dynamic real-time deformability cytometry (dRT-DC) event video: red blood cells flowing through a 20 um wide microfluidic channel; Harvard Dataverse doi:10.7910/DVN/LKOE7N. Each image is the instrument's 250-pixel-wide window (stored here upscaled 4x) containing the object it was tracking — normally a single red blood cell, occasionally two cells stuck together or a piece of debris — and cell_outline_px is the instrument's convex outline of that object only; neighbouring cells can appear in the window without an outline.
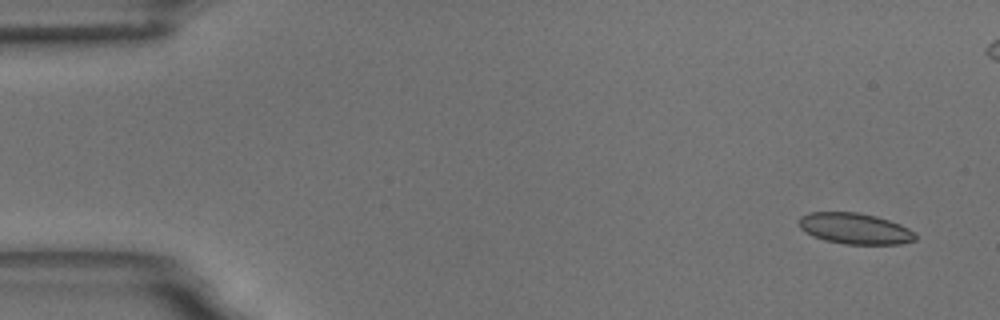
{"species": "common noctule bat (a hibernating species)", "species_latin": "Nyctalus noctula", "temperature_condition": "room temperature", "stored_images_in_passage": 6, "camera_frame_rate_fps": 3000, "um_per_image_px": 0.085, "animal": {"sex": "male", "body_mass_g": 18.8}, "frame": {"image": 1, "passage_image": 1, "time_ms": 0.0, "image_size_px": [1000, 320], "cell_outline_px": [[916, 240], [900, 244], [844, 244], [824, 240], [800, 228], [796, 220], [800, 216], [808, 212], [860, 212], [876, 216], [900, 224], [908, 228], [916, 236]], "centroid_in_image_um": [72.64, 19.41], "position_along_channel_um": 12.4, "area_um2": 21.04}}